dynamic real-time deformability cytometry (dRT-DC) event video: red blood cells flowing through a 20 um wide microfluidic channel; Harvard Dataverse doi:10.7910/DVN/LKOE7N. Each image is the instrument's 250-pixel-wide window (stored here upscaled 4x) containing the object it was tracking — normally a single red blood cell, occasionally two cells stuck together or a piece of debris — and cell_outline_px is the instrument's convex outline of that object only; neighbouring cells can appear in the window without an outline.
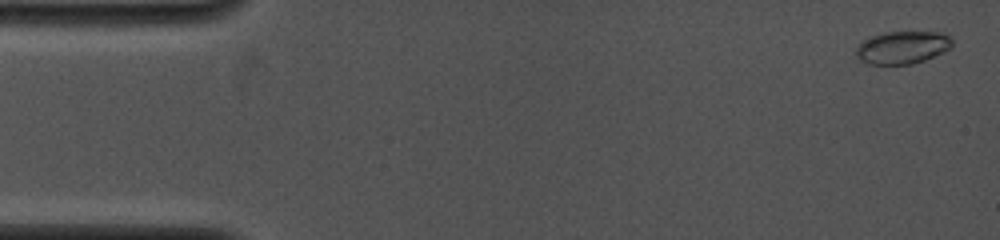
{"species": "common noctule bat (a hibernating species)", "species_latin": "Nyctalus noctula", "temperature_condition": "cold", "stored_images_in_passage": 38, "camera_frame_rate_fps": 4000, "um_per_image_px": 0.085, "animal": {"sex": "female", "body_mass_g": 19.0, "forearm_length_mm": 53.3}, "frame": {"image": 1, "passage_image": 2, "time_ms": 0.25, "image_size_px": [1000, 240], "cell_outline_px": [[952, 48], [944, 52], [924, 60], [912, 64], [868, 64], [860, 60], [856, 56], [856, 48], [864, 40], [872, 36], [884, 32], [936, 28], [944, 32], [952, 40]], "centroid_in_image_um": [76.8, 3.97], "position_along_channel_um": 8.2, "area_um2": 19.19}}
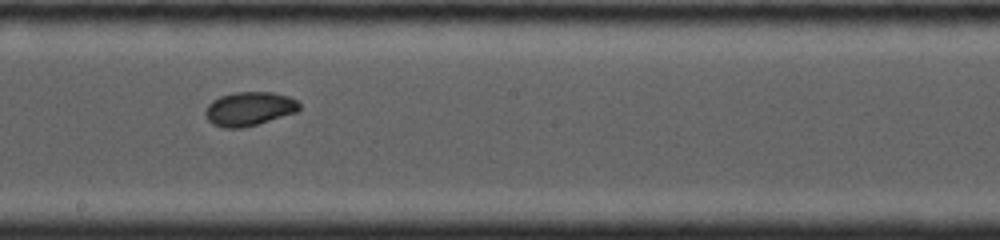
{"frame": {"image": 2, "passage_image": 25, "time_ms": 8.5, "image_size_px": [1000, 240], "cell_outline_px": [[300, 108], [296, 112], [256, 124], [240, 128], [224, 128], [212, 124], [204, 116], [204, 112], [208, 104], [212, 100], [220, 96], [236, 92], [272, 92], [288, 96], [296, 100], [300, 104]], "centroid_in_image_um": [21.15, 9.24], "position_along_channel_um": 227.1, "area_um2": 18.5}}
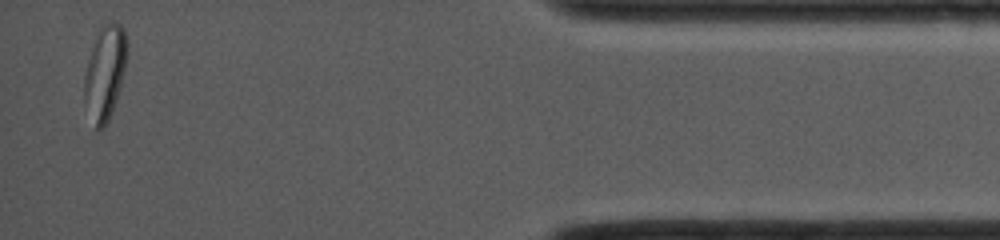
{"frame": {"image": 3, "passage_image": 38, "time_ms": 14.5, "image_size_px": [1000, 240], "cell_outline_px": [[128, 56], [124, 72], [116, 100], [112, 112], [104, 128], [96, 132], [84, 96], [84, 76], [88, 60], [92, 48], [104, 24], [112, 20], [120, 24], [124, 28], [128, 40]], "centroid_in_image_um": [8.96, 6.16], "position_along_channel_um": 426.2, "area_um2": 23.29}, "authors_computed_cell_mechanics": {"area_um2": 18.5538, "velocity_mm_per_s": 4.1657, "shape_relaxation_time_tau1_ms": 2.7365, "shape_relaxation_time_tau2_ms": 5.4637, "deformation_change_tau1": 0.0955, "deformation_change_tau2": 0.062}}